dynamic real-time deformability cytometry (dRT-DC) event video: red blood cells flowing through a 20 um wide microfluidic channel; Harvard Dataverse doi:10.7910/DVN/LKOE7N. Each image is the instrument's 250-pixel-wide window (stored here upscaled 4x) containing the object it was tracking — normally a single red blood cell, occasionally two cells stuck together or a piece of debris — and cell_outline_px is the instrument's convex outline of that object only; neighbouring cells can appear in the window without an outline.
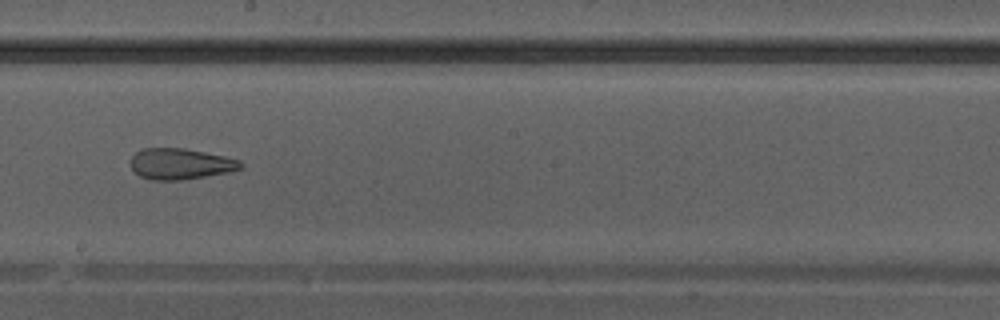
{"species": "Egyptian fruit bat (a non-hibernating species)", "species_latin": "Rousettus aegyptiacus", "temperature_condition": "warm", "stored_images_in_passage": 31, "camera_frame_rate_fps": 3000, "um_per_image_px": 0.085, "animal": {"sex": "male"}, "frame": {"image": 1, "passage_image": 14, "time_ms": 4.333, "image_size_px": [1000, 320], "cell_outline_px": [[244, 168], [228, 172], [180, 180], [152, 180], [140, 176], [132, 168], [132, 156], [136, 152], [144, 148], [184, 148], [224, 156], [240, 160], [244, 164]], "centroid_in_image_um": [15.37, 13.93], "position_along_channel_um": 232.8, "area_um2": 19.71}}